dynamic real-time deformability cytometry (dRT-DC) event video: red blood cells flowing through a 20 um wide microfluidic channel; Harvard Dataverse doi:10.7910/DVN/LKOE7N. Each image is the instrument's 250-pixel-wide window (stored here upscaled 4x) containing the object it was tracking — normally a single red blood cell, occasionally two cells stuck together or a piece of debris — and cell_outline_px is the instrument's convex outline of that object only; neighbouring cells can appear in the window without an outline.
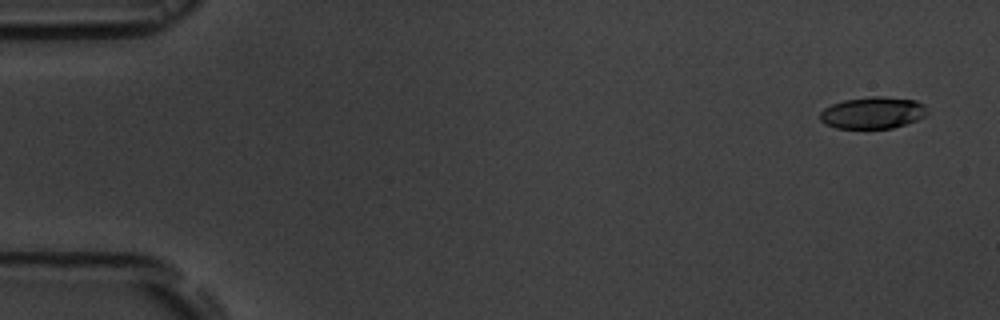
{"species": "common noctule bat (a hibernating species)", "species_latin": "Nyctalus noctula", "temperature_condition": "room temperature", "stored_images_in_passage": 5, "segment_of_instrument_passage": [2, 2], "camera_frame_rate_fps": 3000, "um_per_image_px": 0.085, "animal": {"sex": "male", "body_mass_g": 19.5, "forearm_length_mm": 54.6}, "frame": {"image": 1, "passage_image": 5, "time_ms": 6.333, "image_size_px": [1000, 320], "cell_outline_px": [[928, 112], [924, 116], [916, 120], [892, 128], [836, 128], [824, 124], [820, 120], [820, 112], [824, 108], [832, 104], [844, 100], [872, 96], [880, 96], [916, 100], [924, 104]], "centroid_in_image_um": [74.17, 9.58], "position_along_channel_um": 10.8, "area_um2": 19.83}}